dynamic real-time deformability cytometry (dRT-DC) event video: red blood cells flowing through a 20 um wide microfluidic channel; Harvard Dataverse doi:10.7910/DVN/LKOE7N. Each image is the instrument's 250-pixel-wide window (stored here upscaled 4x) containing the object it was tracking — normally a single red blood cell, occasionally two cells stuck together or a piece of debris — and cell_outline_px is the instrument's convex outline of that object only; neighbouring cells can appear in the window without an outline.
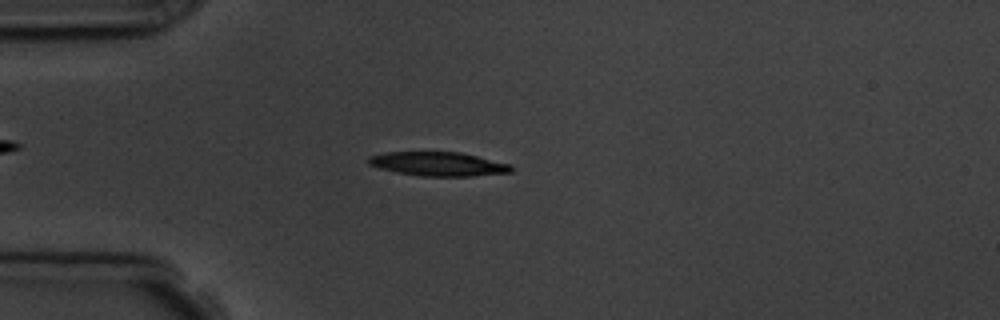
{"species": "common noctule bat (a hibernating species)", "species_latin": "Nyctalus noctula", "temperature_condition": "room temperature", "stored_images_in_passage": 5, "camera_frame_rate_fps": 3000, "um_per_image_px": 0.085, "animal": {"sex": "male", "body_mass_g": 19.5, "forearm_length_mm": 54.6}, "frame": {"image": 1, "passage_image": 5, "time_ms": 4.333, "image_size_px": [1000, 320], "cell_outline_px": [[512, 172], [472, 176], [420, 176], [396, 172], [380, 168], [372, 164], [368, 160], [368, 156], [384, 152], [460, 152], [512, 164]], "centroid_in_image_um": [37.28, 13.93], "position_along_channel_um": 47.7, "area_um2": 19.88}}